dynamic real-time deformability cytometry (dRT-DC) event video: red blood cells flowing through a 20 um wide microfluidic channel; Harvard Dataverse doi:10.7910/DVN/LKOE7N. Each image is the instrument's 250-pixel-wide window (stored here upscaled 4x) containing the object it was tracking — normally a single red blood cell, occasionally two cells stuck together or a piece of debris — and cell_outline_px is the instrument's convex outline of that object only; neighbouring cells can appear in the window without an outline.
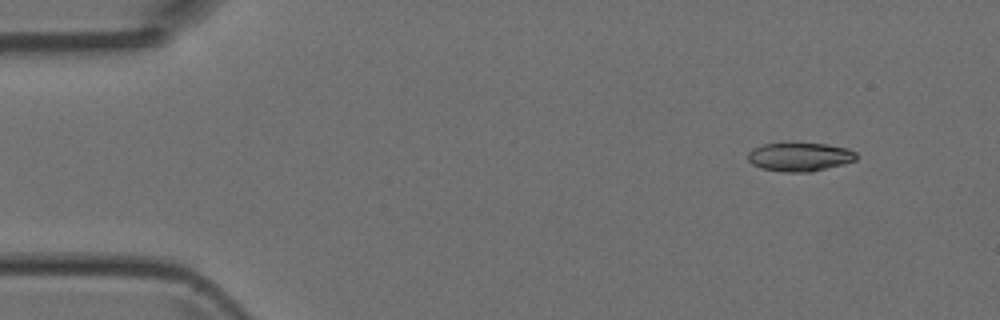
{"species": "Egyptian fruit bat (a non-hibernating species)", "species_latin": "Rousettus aegyptiacus", "temperature_condition": "room temperature", "stored_images_in_passage": 5, "camera_frame_rate_fps": 3000, "um_per_image_px": 0.085, "animal": {"sex": "female"}, "frame": {"image": 1, "passage_image": 2, "time_ms": 1.333, "image_size_px": [1000, 320], "cell_outline_px": [[856, 160], [844, 164], [812, 172], [784, 172], [760, 168], [752, 164], [748, 160], [748, 152], [752, 148], [764, 144], [788, 140], [792, 140], [824, 144], [848, 148], [856, 152]], "centroid_in_image_um": [67.94, 13.29], "position_along_channel_um": 17.1, "area_um2": 18.96}}